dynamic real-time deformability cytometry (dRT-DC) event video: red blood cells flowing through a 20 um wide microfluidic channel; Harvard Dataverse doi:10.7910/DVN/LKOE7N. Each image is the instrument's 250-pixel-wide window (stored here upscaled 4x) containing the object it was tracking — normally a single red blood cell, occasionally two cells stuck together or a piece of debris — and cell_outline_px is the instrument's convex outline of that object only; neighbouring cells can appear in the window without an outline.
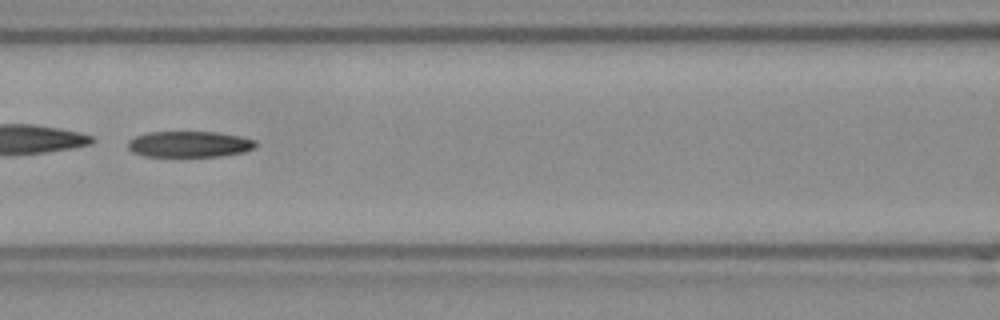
{"species": "Egyptian fruit bat (a non-hibernating species)", "species_latin": "Rousettus aegyptiacus", "temperature_condition": "room temperature", "stored_images_in_passage": 53, "camera_frame_rate_fps": 3000, "um_per_image_px": 0.085, "frame": {"image": 1, "passage_image": 23, "time_ms": 7.333, "image_size_px": [1000, 320], "cell_outline_px": [[256, 148], [244, 152], [220, 156], [144, 156], [132, 152], [128, 148], [128, 140], [136, 136], [148, 132], [216, 132], [240, 136], [252, 140], [256, 144]], "centroid_in_image_um": [16.08, 12.26], "position_along_channel_um": 150.5, "area_um2": 19.31}}